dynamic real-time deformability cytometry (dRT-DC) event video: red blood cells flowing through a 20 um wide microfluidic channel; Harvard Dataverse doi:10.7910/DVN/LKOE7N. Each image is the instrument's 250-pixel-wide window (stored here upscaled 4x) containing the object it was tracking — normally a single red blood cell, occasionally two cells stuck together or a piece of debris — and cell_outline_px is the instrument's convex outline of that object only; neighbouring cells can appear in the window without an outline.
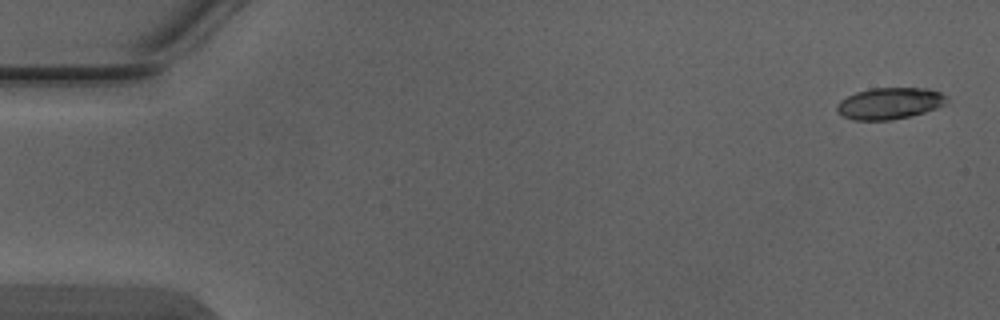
{"species": "Egyptian fruit bat (a non-hibernating species)", "species_latin": "Rousettus aegyptiacus", "temperature_condition": "warm", "stored_images_in_passage": 5, "camera_frame_rate_fps": 3000, "um_per_image_px": 0.085, "animal": {"sex": "male"}, "frame": {"image": 1, "passage_image": 1, "time_ms": 0.0, "image_size_px": [1000, 320], "cell_outline_px": [[948, 100], [944, 104], [936, 108], [924, 112], [892, 120], [852, 120], [836, 112], [836, 104], [840, 100], [856, 92], [872, 88], [928, 88], [940, 92], [948, 96]], "centroid_in_image_um": [75.6, 8.78], "position_along_channel_um": 9.4, "area_um2": 20.23}}
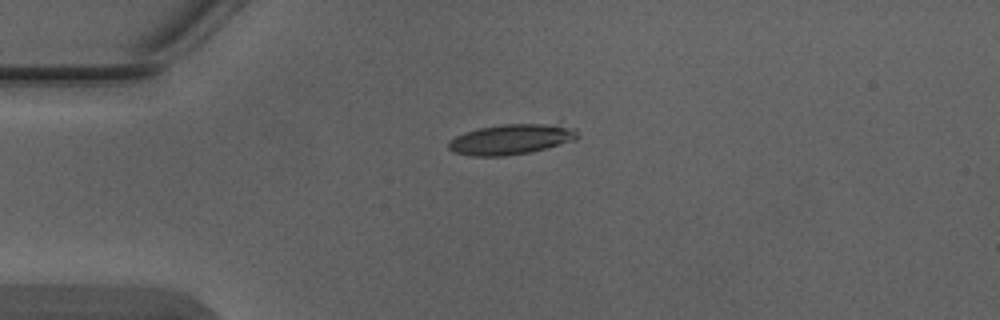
{"frame": {"image": 2, "passage_image": 4, "time_ms": 1.0, "image_size_px": [1000, 320], "cell_outline_px": [[580, 136], [576, 140], [528, 152], [504, 156], [472, 156], [452, 152], [448, 148], [448, 140], [464, 132], [480, 128], [500, 124], [560, 120], [576, 128]], "centroid_in_image_um": [43.58, 11.77], "position_along_channel_um": 41.4, "area_um2": 23.99}}